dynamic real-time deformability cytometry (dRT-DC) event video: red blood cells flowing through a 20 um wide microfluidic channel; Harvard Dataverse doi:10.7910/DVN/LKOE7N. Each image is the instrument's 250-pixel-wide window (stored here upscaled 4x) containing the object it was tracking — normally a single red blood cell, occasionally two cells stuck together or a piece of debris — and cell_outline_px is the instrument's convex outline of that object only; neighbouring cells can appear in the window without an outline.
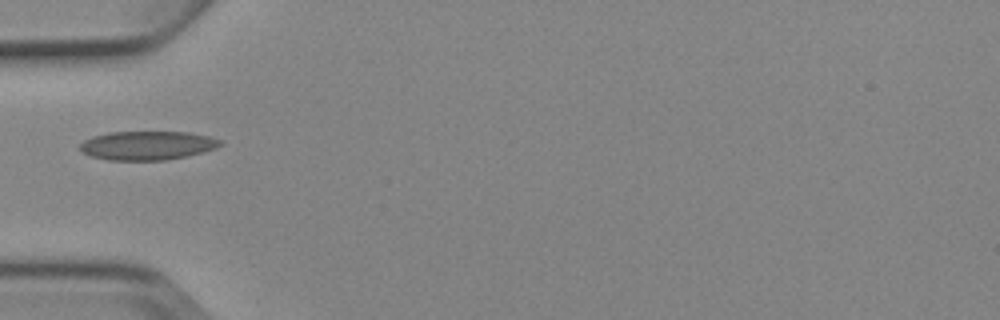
{"species": "Egyptian fruit bat (a non-hibernating species)", "species_latin": "Rousettus aegyptiacus", "temperature_condition": "cold", "stored_images_in_passage": 2, "camera_frame_rate_fps": 3000, "um_per_image_px": 0.085, "animal": {"sex": "female"}, "frame": {"image": 1, "passage_image": 1, "time_ms": 0.0, "image_size_px": [1000, 320], "cell_outline_px": [[224, 144], [216, 148], [184, 156], [164, 160], [108, 160], [92, 156], [84, 152], [80, 148], [80, 144], [84, 140], [92, 136], [108, 132], [188, 132], [208, 136], [220, 140]], "centroid_in_image_um": [12.51, 12.35], "position_along_channel_um": 72.5, "area_um2": 23.35}}
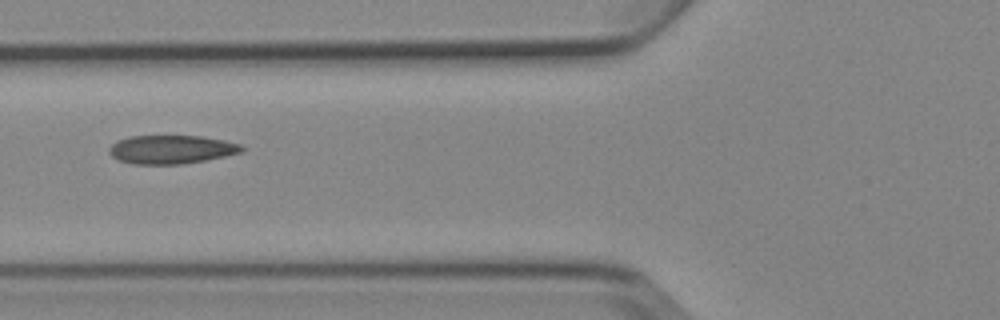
{"frame": {"image": 2, "passage_image": 2, "time_ms": 1.0, "image_size_px": [1000, 320], "cell_outline_px": [[244, 152], [184, 164], [132, 164], [120, 160], [112, 156], [108, 152], [108, 148], [116, 140], [132, 136], [200, 136], [224, 140], [240, 144], [244, 148]], "centroid_in_image_um": [14.55, 12.7], "position_along_channel_um": 111.2, "area_um2": 22.08}}